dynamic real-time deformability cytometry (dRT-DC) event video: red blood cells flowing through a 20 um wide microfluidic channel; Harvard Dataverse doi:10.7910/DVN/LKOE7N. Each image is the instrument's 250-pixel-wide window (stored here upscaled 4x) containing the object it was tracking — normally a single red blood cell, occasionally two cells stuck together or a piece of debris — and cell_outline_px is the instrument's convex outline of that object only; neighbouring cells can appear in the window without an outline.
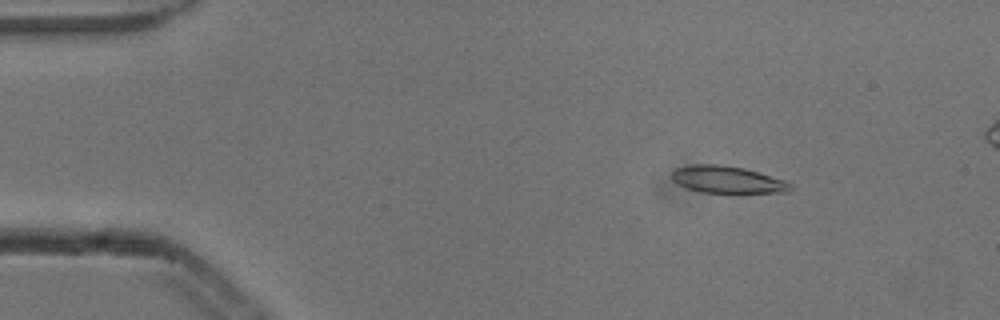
{"species": "common noctule bat (a hibernating species)", "species_latin": "Nyctalus noctula", "temperature_condition": "cold", "stored_images_in_passage": 6, "camera_frame_rate_fps": 3000, "um_per_image_px": 0.085, "animal": {"sex": "male", "body_mass_g": 13.3}, "frame": {"image": 1, "passage_image": 3, "time_ms": 0.667, "image_size_px": [1000, 320], "cell_outline_px": [[792, 188], [788, 192], [740, 196], [736, 196], [700, 192], [676, 184], [672, 180], [672, 172], [676, 168], [692, 164], [720, 164], [744, 168], [760, 172], [784, 180], [792, 184]], "centroid_in_image_um": [61.89, 15.33], "position_along_channel_um": 23.1, "area_um2": 20.0}}